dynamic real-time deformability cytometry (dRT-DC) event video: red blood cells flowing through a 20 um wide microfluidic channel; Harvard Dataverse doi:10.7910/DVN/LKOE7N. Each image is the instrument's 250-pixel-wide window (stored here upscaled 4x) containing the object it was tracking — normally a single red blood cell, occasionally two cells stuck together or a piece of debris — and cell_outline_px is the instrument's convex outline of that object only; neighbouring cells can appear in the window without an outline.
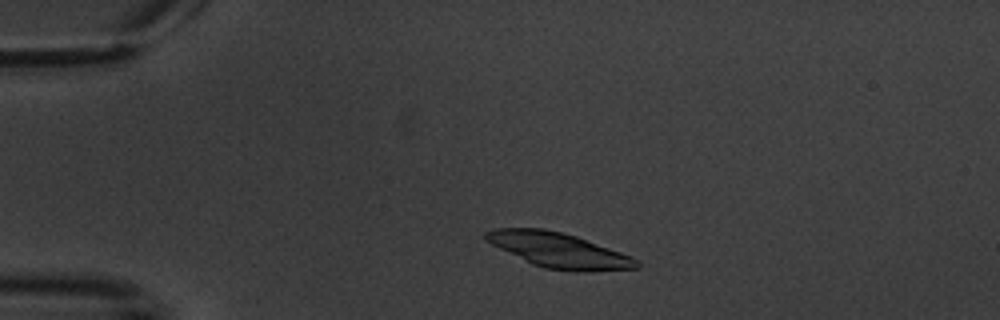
{"species": "common noctule bat (a hibernating species)", "species_latin": "Nyctalus noctula", "temperature_condition": "warm", "stored_images_in_passage": 3, "camera_frame_rate_fps": 3000, "um_per_image_px": 0.085, "animal": {"sex": "male", "body_mass_g": 20.1, "forearm_length_mm": 53.5}, "frame": {"image": 1, "passage_image": 2, "time_ms": 1.0, "image_size_px": [1000, 320], "cell_outline_px": [[640, 268], [588, 272], [572, 272], [544, 268], [532, 264], [484, 240], [484, 232], [496, 228], [544, 228], [576, 236], [632, 256], [640, 260]], "centroid_in_image_um": [47.54, 21.29], "position_along_channel_um": 37.5, "area_um2": 30.87}}